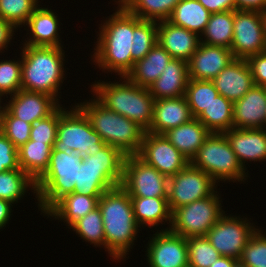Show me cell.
Instances as JSON below:
<instances>
[{
	"label": "cell",
	"mask_w": 266,
	"mask_h": 267,
	"mask_svg": "<svg viewBox=\"0 0 266 267\" xmlns=\"http://www.w3.org/2000/svg\"><path fill=\"white\" fill-rule=\"evenodd\" d=\"M115 2L118 4L117 10L99 27V37L91 57L92 62L102 71L115 72L124 77L135 63L131 53L133 29L142 20L129 13L119 2Z\"/></svg>",
	"instance_id": "1"
},
{
	"label": "cell",
	"mask_w": 266,
	"mask_h": 267,
	"mask_svg": "<svg viewBox=\"0 0 266 267\" xmlns=\"http://www.w3.org/2000/svg\"><path fill=\"white\" fill-rule=\"evenodd\" d=\"M103 219L105 251L115 260H124L140 230L133 212L130 195L117 186L106 191L98 201ZM124 258V259H123Z\"/></svg>",
	"instance_id": "2"
},
{
	"label": "cell",
	"mask_w": 266,
	"mask_h": 267,
	"mask_svg": "<svg viewBox=\"0 0 266 267\" xmlns=\"http://www.w3.org/2000/svg\"><path fill=\"white\" fill-rule=\"evenodd\" d=\"M21 87L29 92H42L59 100V90L65 79L62 47L21 46ZM65 73V74H64ZM62 83V84H61Z\"/></svg>",
	"instance_id": "3"
},
{
	"label": "cell",
	"mask_w": 266,
	"mask_h": 267,
	"mask_svg": "<svg viewBox=\"0 0 266 267\" xmlns=\"http://www.w3.org/2000/svg\"><path fill=\"white\" fill-rule=\"evenodd\" d=\"M123 82L95 81L91 85L95 98L106 108L137 123L146 132L153 121L154 101L149 88L131 82L126 76Z\"/></svg>",
	"instance_id": "4"
},
{
	"label": "cell",
	"mask_w": 266,
	"mask_h": 267,
	"mask_svg": "<svg viewBox=\"0 0 266 267\" xmlns=\"http://www.w3.org/2000/svg\"><path fill=\"white\" fill-rule=\"evenodd\" d=\"M85 101L76 105L88 117L101 139L125 156L138 155L146 131L125 116L106 108L95 97Z\"/></svg>",
	"instance_id": "5"
},
{
	"label": "cell",
	"mask_w": 266,
	"mask_h": 267,
	"mask_svg": "<svg viewBox=\"0 0 266 267\" xmlns=\"http://www.w3.org/2000/svg\"><path fill=\"white\" fill-rule=\"evenodd\" d=\"M81 162L82 156L76 152L52 149L46 172L35 182V197L44 216L61 198L74 192Z\"/></svg>",
	"instance_id": "6"
},
{
	"label": "cell",
	"mask_w": 266,
	"mask_h": 267,
	"mask_svg": "<svg viewBox=\"0 0 266 267\" xmlns=\"http://www.w3.org/2000/svg\"><path fill=\"white\" fill-rule=\"evenodd\" d=\"M124 159L125 155L110 145H106L95 155L83 156L74 192L102 196L106 191L120 186Z\"/></svg>",
	"instance_id": "7"
},
{
	"label": "cell",
	"mask_w": 266,
	"mask_h": 267,
	"mask_svg": "<svg viewBox=\"0 0 266 267\" xmlns=\"http://www.w3.org/2000/svg\"><path fill=\"white\" fill-rule=\"evenodd\" d=\"M190 164L207 173L217 183L220 181L242 183L249 177L248 170L246 172L243 168L223 133H211Z\"/></svg>",
	"instance_id": "8"
},
{
	"label": "cell",
	"mask_w": 266,
	"mask_h": 267,
	"mask_svg": "<svg viewBox=\"0 0 266 267\" xmlns=\"http://www.w3.org/2000/svg\"><path fill=\"white\" fill-rule=\"evenodd\" d=\"M61 106H59L57 136L53 147L56 151L76 152L82 157L92 156L107 145L77 105L69 110Z\"/></svg>",
	"instance_id": "9"
},
{
	"label": "cell",
	"mask_w": 266,
	"mask_h": 267,
	"mask_svg": "<svg viewBox=\"0 0 266 267\" xmlns=\"http://www.w3.org/2000/svg\"><path fill=\"white\" fill-rule=\"evenodd\" d=\"M220 198L216 189L211 196L177 207L171 212V225L168 230L186 239L206 236L209 229L225 213Z\"/></svg>",
	"instance_id": "10"
},
{
	"label": "cell",
	"mask_w": 266,
	"mask_h": 267,
	"mask_svg": "<svg viewBox=\"0 0 266 267\" xmlns=\"http://www.w3.org/2000/svg\"><path fill=\"white\" fill-rule=\"evenodd\" d=\"M168 180L138 155L125 156L120 186L130 197H168Z\"/></svg>",
	"instance_id": "11"
},
{
	"label": "cell",
	"mask_w": 266,
	"mask_h": 267,
	"mask_svg": "<svg viewBox=\"0 0 266 267\" xmlns=\"http://www.w3.org/2000/svg\"><path fill=\"white\" fill-rule=\"evenodd\" d=\"M216 183L207 173L189 163L168 180L167 199L170 211L211 196L217 187Z\"/></svg>",
	"instance_id": "12"
},
{
	"label": "cell",
	"mask_w": 266,
	"mask_h": 267,
	"mask_svg": "<svg viewBox=\"0 0 266 267\" xmlns=\"http://www.w3.org/2000/svg\"><path fill=\"white\" fill-rule=\"evenodd\" d=\"M226 215L224 213L209 229L206 238L221 256L239 260L245 245L258 228L248 218Z\"/></svg>",
	"instance_id": "13"
},
{
	"label": "cell",
	"mask_w": 266,
	"mask_h": 267,
	"mask_svg": "<svg viewBox=\"0 0 266 267\" xmlns=\"http://www.w3.org/2000/svg\"><path fill=\"white\" fill-rule=\"evenodd\" d=\"M231 51L235 59H247L266 51L261 14L258 11L234 10Z\"/></svg>",
	"instance_id": "14"
},
{
	"label": "cell",
	"mask_w": 266,
	"mask_h": 267,
	"mask_svg": "<svg viewBox=\"0 0 266 267\" xmlns=\"http://www.w3.org/2000/svg\"><path fill=\"white\" fill-rule=\"evenodd\" d=\"M138 156L168 178L190 163L164 134L151 132H145Z\"/></svg>",
	"instance_id": "15"
},
{
	"label": "cell",
	"mask_w": 266,
	"mask_h": 267,
	"mask_svg": "<svg viewBox=\"0 0 266 267\" xmlns=\"http://www.w3.org/2000/svg\"><path fill=\"white\" fill-rule=\"evenodd\" d=\"M149 238L145 251L149 267H189L186 238L168 227Z\"/></svg>",
	"instance_id": "16"
},
{
	"label": "cell",
	"mask_w": 266,
	"mask_h": 267,
	"mask_svg": "<svg viewBox=\"0 0 266 267\" xmlns=\"http://www.w3.org/2000/svg\"><path fill=\"white\" fill-rule=\"evenodd\" d=\"M234 60L231 49L200 43L187 61L189 79L213 80Z\"/></svg>",
	"instance_id": "17"
},
{
	"label": "cell",
	"mask_w": 266,
	"mask_h": 267,
	"mask_svg": "<svg viewBox=\"0 0 266 267\" xmlns=\"http://www.w3.org/2000/svg\"><path fill=\"white\" fill-rule=\"evenodd\" d=\"M7 103L3 106L14 117L30 124L48 117L60 106V101L48 94L22 89L11 95Z\"/></svg>",
	"instance_id": "18"
},
{
	"label": "cell",
	"mask_w": 266,
	"mask_h": 267,
	"mask_svg": "<svg viewBox=\"0 0 266 267\" xmlns=\"http://www.w3.org/2000/svg\"><path fill=\"white\" fill-rule=\"evenodd\" d=\"M211 81L219 94L232 103L241 99L255 86L245 59H235Z\"/></svg>",
	"instance_id": "19"
},
{
	"label": "cell",
	"mask_w": 266,
	"mask_h": 267,
	"mask_svg": "<svg viewBox=\"0 0 266 267\" xmlns=\"http://www.w3.org/2000/svg\"><path fill=\"white\" fill-rule=\"evenodd\" d=\"M239 162L246 169V161H266V129L232 128L223 132Z\"/></svg>",
	"instance_id": "20"
},
{
	"label": "cell",
	"mask_w": 266,
	"mask_h": 267,
	"mask_svg": "<svg viewBox=\"0 0 266 267\" xmlns=\"http://www.w3.org/2000/svg\"><path fill=\"white\" fill-rule=\"evenodd\" d=\"M157 43L172 58L188 61L201 41L198 34L165 20L157 22Z\"/></svg>",
	"instance_id": "21"
},
{
	"label": "cell",
	"mask_w": 266,
	"mask_h": 267,
	"mask_svg": "<svg viewBox=\"0 0 266 267\" xmlns=\"http://www.w3.org/2000/svg\"><path fill=\"white\" fill-rule=\"evenodd\" d=\"M266 117V87L254 86L233 103V128H264Z\"/></svg>",
	"instance_id": "22"
},
{
	"label": "cell",
	"mask_w": 266,
	"mask_h": 267,
	"mask_svg": "<svg viewBox=\"0 0 266 267\" xmlns=\"http://www.w3.org/2000/svg\"><path fill=\"white\" fill-rule=\"evenodd\" d=\"M193 118L185 96L158 99L154 101L153 121L147 132L164 134Z\"/></svg>",
	"instance_id": "23"
},
{
	"label": "cell",
	"mask_w": 266,
	"mask_h": 267,
	"mask_svg": "<svg viewBox=\"0 0 266 267\" xmlns=\"http://www.w3.org/2000/svg\"><path fill=\"white\" fill-rule=\"evenodd\" d=\"M57 18L51 9L39 6L24 25V27L27 25L30 34L29 38L24 40L23 45L63 47L59 38L60 21Z\"/></svg>",
	"instance_id": "24"
},
{
	"label": "cell",
	"mask_w": 266,
	"mask_h": 267,
	"mask_svg": "<svg viewBox=\"0 0 266 267\" xmlns=\"http://www.w3.org/2000/svg\"><path fill=\"white\" fill-rule=\"evenodd\" d=\"M188 81L187 61L172 58L149 91L155 100L185 96Z\"/></svg>",
	"instance_id": "25"
},
{
	"label": "cell",
	"mask_w": 266,
	"mask_h": 267,
	"mask_svg": "<svg viewBox=\"0 0 266 267\" xmlns=\"http://www.w3.org/2000/svg\"><path fill=\"white\" fill-rule=\"evenodd\" d=\"M211 132L197 118L164 133L169 142L190 162Z\"/></svg>",
	"instance_id": "26"
},
{
	"label": "cell",
	"mask_w": 266,
	"mask_h": 267,
	"mask_svg": "<svg viewBox=\"0 0 266 267\" xmlns=\"http://www.w3.org/2000/svg\"><path fill=\"white\" fill-rule=\"evenodd\" d=\"M172 56L158 43L145 55L134 63L127 78L138 86L149 88L161 75Z\"/></svg>",
	"instance_id": "27"
},
{
	"label": "cell",
	"mask_w": 266,
	"mask_h": 267,
	"mask_svg": "<svg viewBox=\"0 0 266 267\" xmlns=\"http://www.w3.org/2000/svg\"><path fill=\"white\" fill-rule=\"evenodd\" d=\"M100 197L73 192L61 198L45 215L54 217L53 219L56 220L60 219L59 221L66 222L70 227L78 219L97 208Z\"/></svg>",
	"instance_id": "28"
},
{
	"label": "cell",
	"mask_w": 266,
	"mask_h": 267,
	"mask_svg": "<svg viewBox=\"0 0 266 267\" xmlns=\"http://www.w3.org/2000/svg\"><path fill=\"white\" fill-rule=\"evenodd\" d=\"M135 220L141 226L149 228L169 222L171 225V211L167 197H130ZM165 220V221H164ZM164 222V223H163Z\"/></svg>",
	"instance_id": "29"
},
{
	"label": "cell",
	"mask_w": 266,
	"mask_h": 267,
	"mask_svg": "<svg viewBox=\"0 0 266 267\" xmlns=\"http://www.w3.org/2000/svg\"><path fill=\"white\" fill-rule=\"evenodd\" d=\"M52 149L49 144L29 140L18 149L20 169L36 182L48 168Z\"/></svg>",
	"instance_id": "30"
},
{
	"label": "cell",
	"mask_w": 266,
	"mask_h": 267,
	"mask_svg": "<svg viewBox=\"0 0 266 267\" xmlns=\"http://www.w3.org/2000/svg\"><path fill=\"white\" fill-rule=\"evenodd\" d=\"M211 13L197 0H180L173 9L168 21L181 26L199 36L204 31Z\"/></svg>",
	"instance_id": "31"
},
{
	"label": "cell",
	"mask_w": 266,
	"mask_h": 267,
	"mask_svg": "<svg viewBox=\"0 0 266 267\" xmlns=\"http://www.w3.org/2000/svg\"><path fill=\"white\" fill-rule=\"evenodd\" d=\"M233 25L234 10L212 13L207 26L200 35L201 43L230 49L233 41Z\"/></svg>",
	"instance_id": "32"
},
{
	"label": "cell",
	"mask_w": 266,
	"mask_h": 267,
	"mask_svg": "<svg viewBox=\"0 0 266 267\" xmlns=\"http://www.w3.org/2000/svg\"><path fill=\"white\" fill-rule=\"evenodd\" d=\"M211 133H223L233 128V103L222 95L197 117Z\"/></svg>",
	"instance_id": "33"
},
{
	"label": "cell",
	"mask_w": 266,
	"mask_h": 267,
	"mask_svg": "<svg viewBox=\"0 0 266 267\" xmlns=\"http://www.w3.org/2000/svg\"><path fill=\"white\" fill-rule=\"evenodd\" d=\"M180 0H117L129 13L141 20L165 21Z\"/></svg>",
	"instance_id": "34"
},
{
	"label": "cell",
	"mask_w": 266,
	"mask_h": 267,
	"mask_svg": "<svg viewBox=\"0 0 266 267\" xmlns=\"http://www.w3.org/2000/svg\"><path fill=\"white\" fill-rule=\"evenodd\" d=\"M28 187L36 194L35 182L23 170L0 172V199L12 204L18 203V200L29 191Z\"/></svg>",
	"instance_id": "35"
},
{
	"label": "cell",
	"mask_w": 266,
	"mask_h": 267,
	"mask_svg": "<svg viewBox=\"0 0 266 267\" xmlns=\"http://www.w3.org/2000/svg\"><path fill=\"white\" fill-rule=\"evenodd\" d=\"M219 95L211 80L189 79L185 98L191 110L192 116L197 118Z\"/></svg>",
	"instance_id": "36"
},
{
	"label": "cell",
	"mask_w": 266,
	"mask_h": 267,
	"mask_svg": "<svg viewBox=\"0 0 266 267\" xmlns=\"http://www.w3.org/2000/svg\"><path fill=\"white\" fill-rule=\"evenodd\" d=\"M67 228H72L82 240L94 244L93 246H103L105 248L103 219L99 207L90 211Z\"/></svg>",
	"instance_id": "37"
},
{
	"label": "cell",
	"mask_w": 266,
	"mask_h": 267,
	"mask_svg": "<svg viewBox=\"0 0 266 267\" xmlns=\"http://www.w3.org/2000/svg\"><path fill=\"white\" fill-rule=\"evenodd\" d=\"M134 39L132 40V60L137 62L145 57V55L157 43V22L142 20L133 29Z\"/></svg>",
	"instance_id": "38"
},
{
	"label": "cell",
	"mask_w": 266,
	"mask_h": 267,
	"mask_svg": "<svg viewBox=\"0 0 266 267\" xmlns=\"http://www.w3.org/2000/svg\"><path fill=\"white\" fill-rule=\"evenodd\" d=\"M39 2L38 0H0V17L16 29L20 28L40 6Z\"/></svg>",
	"instance_id": "39"
},
{
	"label": "cell",
	"mask_w": 266,
	"mask_h": 267,
	"mask_svg": "<svg viewBox=\"0 0 266 267\" xmlns=\"http://www.w3.org/2000/svg\"><path fill=\"white\" fill-rule=\"evenodd\" d=\"M32 124L14 117L5 107L0 112V131L17 149L30 139Z\"/></svg>",
	"instance_id": "40"
},
{
	"label": "cell",
	"mask_w": 266,
	"mask_h": 267,
	"mask_svg": "<svg viewBox=\"0 0 266 267\" xmlns=\"http://www.w3.org/2000/svg\"><path fill=\"white\" fill-rule=\"evenodd\" d=\"M189 267H210L221 255L204 237L187 239Z\"/></svg>",
	"instance_id": "41"
},
{
	"label": "cell",
	"mask_w": 266,
	"mask_h": 267,
	"mask_svg": "<svg viewBox=\"0 0 266 267\" xmlns=\"http://www.w3.org/2000/svg\"><path fill=\"white\" fill-rule=\"evenodd\" d=\"M0 98L6 95H14L21 87V60L0 59Z\"/></svg>",
	"instance_id": "42"
},
{
	"label": "cell",
	"mask_w": 266,
	"mask_h": 267,
	"mask_svg": "<svg viewBox=\"0 0 266 267\" xmlns=\"http://www.w3.org/2000/svg\"><path fill=\"white\" fill-rule=\"evenodd\" d=\"M248 267H266V234L257 229L245 245L239 259Z\"/></svg>",
	"instance_id": "43"
},
{
	"label": "cell",
	"mask_w": 266,
	"mask_h": 267,
	"mask_svg": "<svg viewBox=\"0 0 266 267\" xmlns=\"http://www.w3.org/2000/svg\"><path fill=\"white\" fill-rule=\"evenodd\" d=\"M58 121L59 107L48 117L32 124L29 140L43 142L53 148L57 136Z\"/></svg>",
	"instance_id": "44"
},
{
	"label": "cell",
	"mask_w": 266,
	"mask_h": 267,
	"mask_svg": "<svg viewBox=\"0 0 266 267\" xmlns=\"http://www.w3.org/2000/svg\"><path fill=\"white\" fill-rule=\"evenodd\" d=\"M20 169L18 160V149L0 131V172Z\"/></svg>",
	"instance_id": "45"
},
{
	"label": "cell",
	"mask_w": 266,
	"mask_h": 267,
	"mask_svg": "<svg viewBox=\"0 0 266 267\" xmlns=\"http://www.w3.org/2000/svg\"><path fill=\"white\" fill-rule=\"evenodd\" d=\"M256 86L266 87V51L246 59Z\"/></svg>",
	"instance_id": "46"
},
{
	"label": "cell",
	"mask_w": 266,
	"mask_h": 267,
	"mask_svg": "<svg viewBox=\"0 0 266 267\" xmlns=\"http://www.w3.org/2000/svg\"><path fill=\"white\" fill-rule=\"evenodd\" d=\"M199 1L211 14L236 10L235 0H197Z\"/></svg>",
	"instance_id": "47"
},
{
	"label": "cell",
	"mask_w": 266,
	"mask_h": 267,
	"mask_svg": "<svg viewBox=\"0 0 266 267\" xmlns=\"http://www.w3.org/2000/svg\"><path fill=\"white\" fill-rule=\"evenodd\" d=\"M16 28L9 22L0 17V53L3 54L4 49L11 43L12 37Z\"/></svg>",
	"instance_id": "48"
},
{
	"label": "cell",
	"mask_w": 266,
	"mask_h": 267,
	"mask_svg": "<svg viewBox=\"0 0 266 267\" xmlns=\"http://www.w3.org/2000/svg\"><path fill=\"white\" fill-rule=\"evenodd\" d=\"M237 10L261 12L266 9V0H235Z\"/></svg>",
	"instance_id": "49"
},
{
	"label": "cell",
	"mask_w": 266,
	"mask_h": 267,
	"mask_svg": "<svg viewBox=\"0 0 266 267\" xmlns=\"http://www.w3.org/2000/svg\"><path fill=\"white\" fill-rule=\"evenodd\" d=\"M12 203L0 199V229L6 227V224L9 223V219L12 212Z\"/></svg>",
	"instance_id": "50"
},
{
	"label": "cell",
	"mask_w": 266,
	"mask_h": 267,
	"mask_svg": "<svg viewBox=\"0 0 266 267\" xmlns=\"http://www.w3.org/2000/svg\"><path fill=\"white\" fill-rule=\"evenodd\" d=\"M237 259L227 256H220L210 267H233Z\"/></svg>",
	"instance_id": "51"
},
{
	"label": "cell",
	"mask_w": 266,
	"mask_h": 267,
	"mask_svg": "<svg viewBox=\"0 0 266 267\" xmlns=\"http://www.w3.org/2000/svg\"><path fill=\"white\" fill-rule=\"evenodd\" d=\"M260 14H261V19H262V24H263L264 36L266 39V9L261 11Z\"/></svg>",
	"instance_id": "52"
},
{
	"label": "cell",
	"mask_w": 266,
	"mask_h": 267,
	"mask_svg": "<svg viewBox=\"0 0 266 267\" xmlns=\"http://www.w3.org/2000/svg\"><path fill=\"white\" fill-rule=\"evenodd\" d=\"M233 267H248L246 266L243 262H241L240 260H237L235 262V265Z\"/></svg>",
	"instance_id": "53"
},
{
	"label": "cell",
	"mask_w": 266,
	"mask_h": 267,
	"mask_svg": "<svg viewBox=\"0 0 266 267\" xmlns=\"http://www.w3.org/2000/svg\"><path fill=\"white\" fill-rule=\"evenodd\" d=\"M1 100H3V99L0 98V112H1V109H2Z\"/></svg>",
	"instance_id": "54"
},
{
	"label": "cell",
	"mask_w": 266,
	"mask_h": 267,
	"mask_svg": "<svg viewBox=\"0 0 266 267\" xmlns=\"http://www.w3.org/2000/svg\"><path fill=\"white\" fill-rule=\"evenodd\" d=\"M264 128L266 129V117H265V124H264Z\"/></svg>",
	"instance_id": "55"
}]
</instances>
